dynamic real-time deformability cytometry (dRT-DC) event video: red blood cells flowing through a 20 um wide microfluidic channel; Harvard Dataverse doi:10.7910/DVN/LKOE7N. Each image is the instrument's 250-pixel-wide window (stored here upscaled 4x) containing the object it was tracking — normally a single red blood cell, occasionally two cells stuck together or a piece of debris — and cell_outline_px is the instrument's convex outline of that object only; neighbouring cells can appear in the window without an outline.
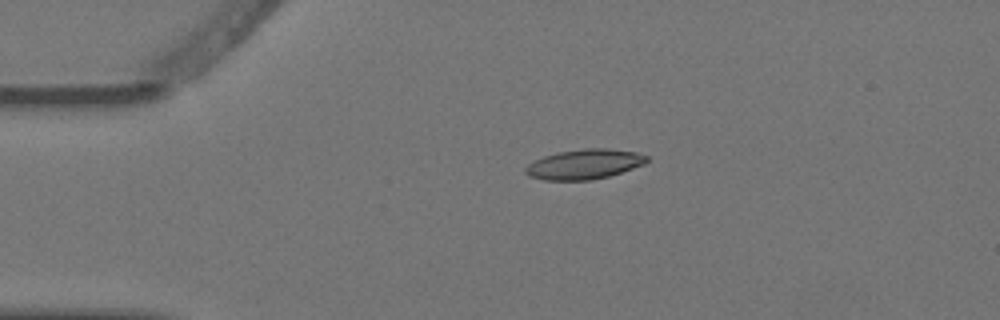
{"species": "Egyptian fruit bat (a non-hibernating species)", "species_latin": "Rousettus aegyptiacus", "temperature_condition": "warm", "stored_images_in_passage": 2, "camera_frame_rate_fps": 3000, "um_per_image_px": 0.085, "animal": {"sex": "female"}, "frame": {"image": 1, "passage_image": 1, "time_ms": 0.0, "image_size_px": [1000, 320], "cell_outline_px": [[648, 160], [644, 164], [608, 176], [592, 180], [544, 180], [528, 176], [524, 172], [524, 168], [528, 164], [544, 156], [556, 152], [584, 148], [608, 148], [636, 152], [648, 156]], "centroid_in_image_um": [49.64, 13.95], "position_along_channel_um": 35.4, "area_um2": 21.15}}